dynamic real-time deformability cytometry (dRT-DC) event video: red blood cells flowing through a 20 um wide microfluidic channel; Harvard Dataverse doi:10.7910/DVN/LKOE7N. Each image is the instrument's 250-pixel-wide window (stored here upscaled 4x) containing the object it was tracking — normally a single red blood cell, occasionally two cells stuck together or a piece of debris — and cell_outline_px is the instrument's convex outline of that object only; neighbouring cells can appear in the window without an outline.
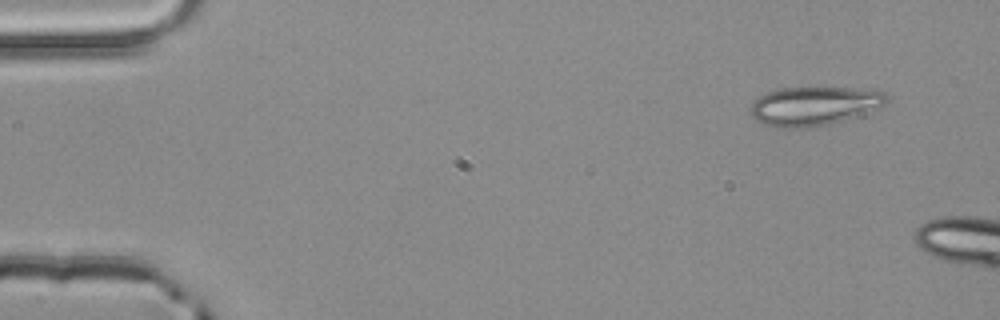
{"species": "common noctule bat (a hibernating species)", "species_latin": "Nyctalus noctula", "temperature_condition": "room temperature", "stored_images_in_passage": 2, "camera_frame_rate_fps": 3000, "um_per_image_px": 0.085, "animal": {"sex": "male", "body_mass_g": 20.4}, "frame": {"image": 1, "passage_image": 1, "time_ms": 0.0, "image_size_px": [1000, 320], "cell_outline_px": [[888, 100], [880, 108], [828, 124], [804, 128], [776, 128], [764, 124], [756, 120], [752, 116], [752, 104], [760, 96], [768, 92], [780, 88], [852, 88], [884, 92], [888, 96]], "centroid_in_image_um": [69.19, 9.01], "position_along_channel_um": 15.8, "area_um2": 30.4}}